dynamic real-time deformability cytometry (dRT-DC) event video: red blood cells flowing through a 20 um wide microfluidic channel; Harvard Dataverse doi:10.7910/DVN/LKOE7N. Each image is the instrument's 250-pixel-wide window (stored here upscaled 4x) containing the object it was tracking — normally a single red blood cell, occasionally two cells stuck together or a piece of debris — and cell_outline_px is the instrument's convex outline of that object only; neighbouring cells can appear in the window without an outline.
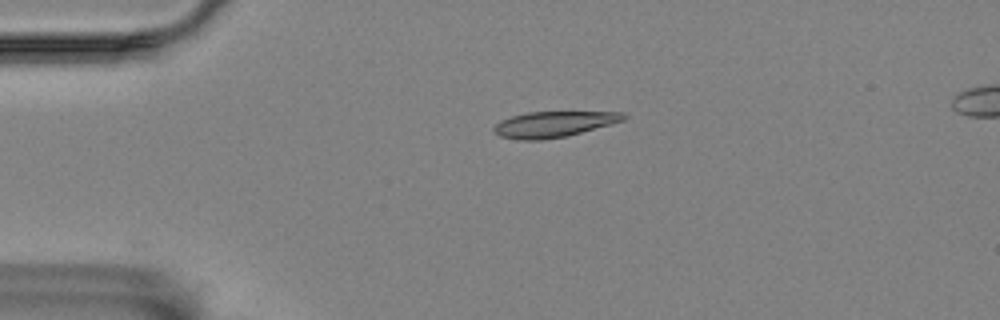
{"species": "Egyptian fruit bat (a non-hibernating species)", "species_latin": "Rousettus aegyptiacus", "temperature_condition": "room temperature", "stored_images_in_passage": 6, "camera_frame_rate_fps": 3000, "um_per_image_px": 0.085, "animal": {"sex": "female"}, "frame": {"image": 1, "passage_image": 4, "time_ms": 3.667, "image_size_px": [1000, 320], "cell_outline_px": [[628, 116], [624, 120], [612, 124], [568, 136], [540, 140], [516, 140], [500, 136], [492, 132], [492, 128], [500, 120], [512, 116], [528, 112], [624, 112]], "centroid_in_image_um": [47.05, 10.57], "position_along_channel_um": 38.0, "area_um2": 19.65}}